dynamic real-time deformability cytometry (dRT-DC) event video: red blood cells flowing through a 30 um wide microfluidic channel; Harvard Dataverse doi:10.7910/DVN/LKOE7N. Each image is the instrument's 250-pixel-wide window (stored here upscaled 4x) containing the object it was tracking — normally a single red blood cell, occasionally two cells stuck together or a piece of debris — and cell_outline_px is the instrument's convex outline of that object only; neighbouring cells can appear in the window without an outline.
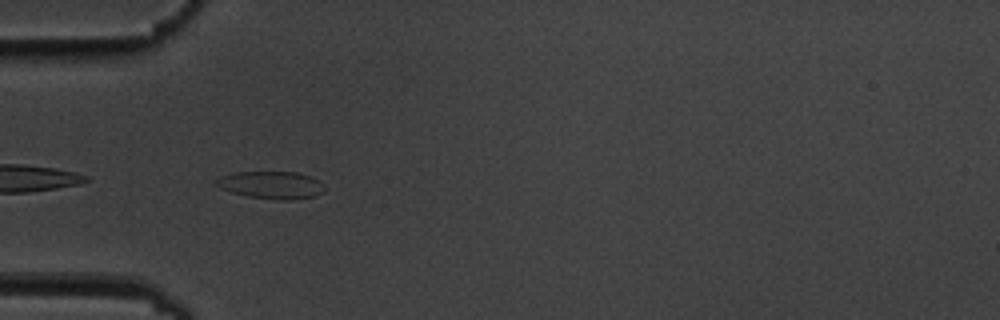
{"species": "common noctule bat (a hibernating species)", "species_latin": "Nyctalus noctula", "temperature_condition": "cold", "stored_images_in_passage": 6, "camera_frame_rate_fps": 3000, "um_per_image_px": 0.085, "animal": {"sex": "male", "body_mass_g": 19.5, "forearm_length_mm": 54.6}, "frame": {"image": 1, "passage_image": 5, "time_ms": 5.667, "image_size_px": [1000, 320], "cell_outline_px": [[324, 192], [316, 196], [288, 200], [276, 200], [248, 196], [232, 192], [220, 188], [216, 184], [216, 180], [220, 176], [232, 172], [296, 172], [312, 176], [324, 188]], "centroid_in_image_um": [23.05, 15.72], "position_along_channel_um": 62.0, "area_um2": 17.28}}